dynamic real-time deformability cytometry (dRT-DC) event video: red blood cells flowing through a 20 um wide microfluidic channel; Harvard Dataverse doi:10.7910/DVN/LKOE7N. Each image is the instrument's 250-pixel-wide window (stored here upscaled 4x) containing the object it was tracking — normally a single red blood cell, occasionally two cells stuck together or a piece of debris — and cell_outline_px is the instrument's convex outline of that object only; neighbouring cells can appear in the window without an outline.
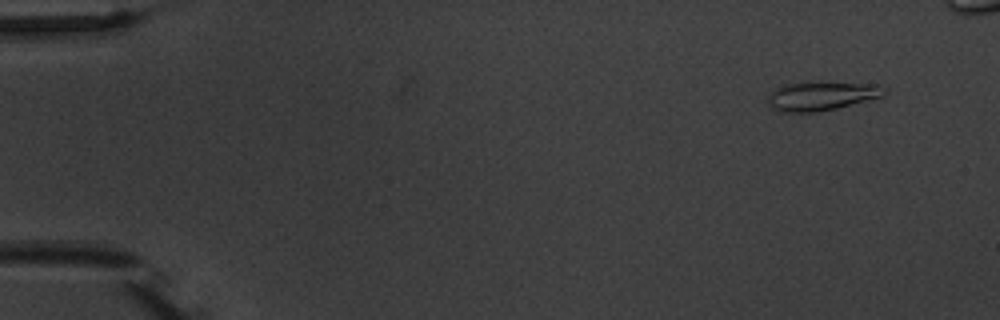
{"species": "common noctule bat (a hibernating species)", "species_latin": "Nyctalus noctula", "temperature_condition": "warm", "stored_images_in_passage": 6, "camera_frame_rate_fps": 3000, "um_per_image_px": 0.085, "animal": {"sex": "male", "body_mass_g": 20.1, "forearm_length_mm": 53.5}, "frame": {"image": 1, "passage_image": 1, "time_ms": 0.0, "image_size_px": [1000, 320], "cell_outline_px": [[888, 92], [884, 96], [820, 112], [780, 112], [772, 108], [768, 104], [768, 96], [780, 84], [820, 80], [880, 84], [888, 88]], "centroid_in_image_um": [69.88, 8.11], "position_along_channel_um": 15.1, "area_um2": 20.58}}
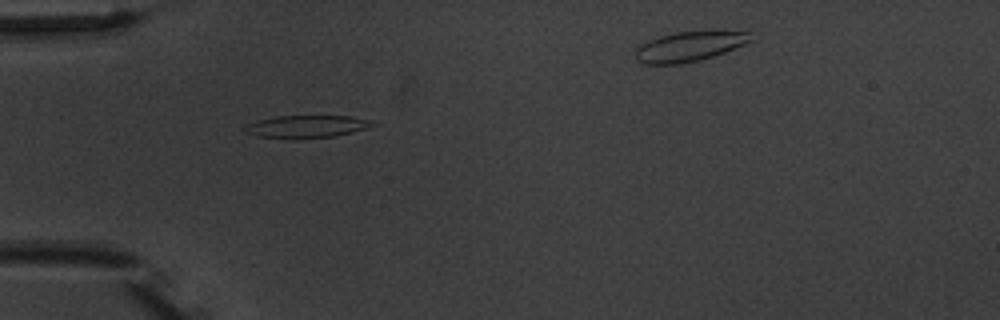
{"frame": {"image": 2, "passage_image": 5, "time_ms": 4.333, "image_size_px": [1000, 320], "cell_outline_px": [[372, 124], [368, 128], [336, 136], [256, 136], [244, 132], [240, 128], [248, 124], [260, 120], [276, 116], [348, 116], [368, 120]], "centroid_in_image_um": [26.01, 10.72], "position_along_channel_um": 59.0, "area_um2": 15.72}}